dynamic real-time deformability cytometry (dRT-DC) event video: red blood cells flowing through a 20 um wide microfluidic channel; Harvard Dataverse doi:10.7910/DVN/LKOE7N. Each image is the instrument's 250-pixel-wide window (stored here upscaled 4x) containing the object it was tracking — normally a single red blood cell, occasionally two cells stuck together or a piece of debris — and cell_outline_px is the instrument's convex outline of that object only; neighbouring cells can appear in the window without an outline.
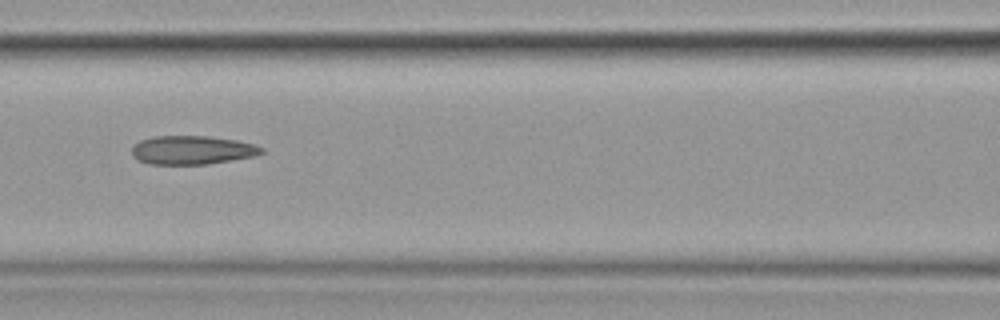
{"species": "common noctule bat (a hibernating species)", "species_latin": "Nyctalus noctula", "temperature_condition": "cold", "stored_images_in_passage": 11, "camera_frame_rate_fps": 3000, "um_per_image_px": 0.085, "animal": {"sex": "female", "body_mass_g": 19.9}, "frame": {"image": 1, "passage_image": 7, "time_ms": 7.667, "image_size_px": [1000, 320], "cell_outline_px": [[264, 152], [256, 156], [208, 164], [148, 164], [132, 156], [132, 148], [140, 140], [152, 136], [208, 136], [236, 140], [256, 144], [264, 148]], "centroid_in_image_um": [16.37, 12.75], "position_along_channel_um": 150.2, "area_um2": 21.79}}
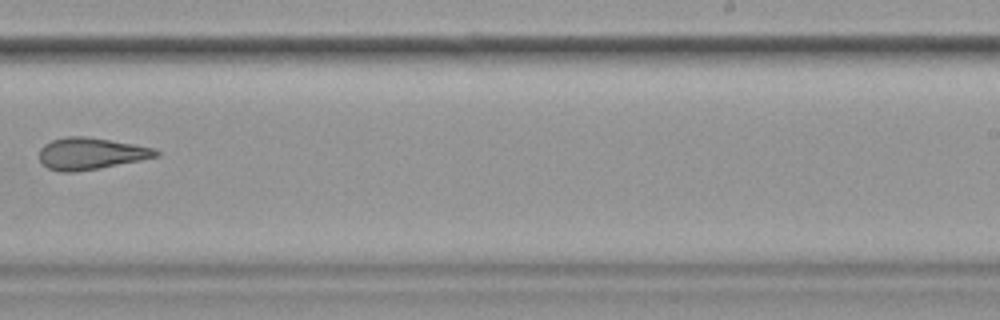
{"frame": {"image": 2, "passage_image": 10, "time_ms": 11.333, "image_size_px": [1000, 320], "cell_outline_px": [[160, 156], [100, 168], [72, 172], [60, 172], [48, 168], [40, 160], [40, 148], [44, 144], [52, 140], [64, 136], [84, 136], [156, 148], [160, 152]], "centroid_in_image_um": [7.72, 13.05], "position_along_channel_um": 281.3, "area_um2": 21.5}}
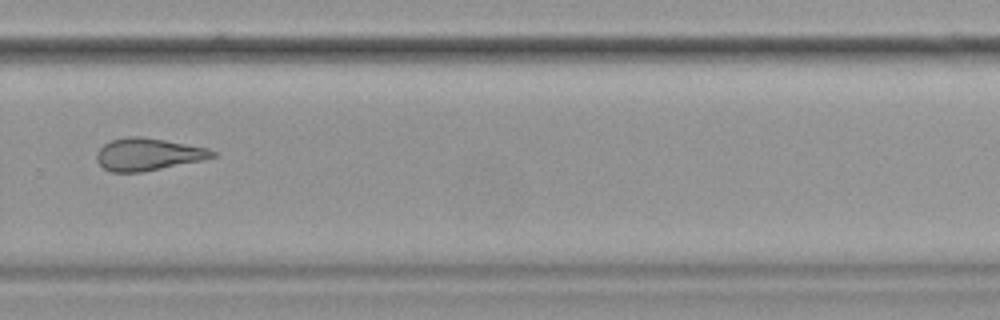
{"frame": {"image": 3, "passage_image": 11, "time_ms": 12.333, "image_size_px": [1000, 320], "cell_outline_px": [[216, 156], [200, 160], [140, 172], [112, 172], [104, 168], [96, 160], [96, 152], [104, 144], [112, 140], [128, 136], [140, 136], [164, 140], [208, 148], [216, 152]], "centroid_in_image_um": [12.54, 13.11], "position_along_channel_um": 317.3, "area_um2": 21.44}}